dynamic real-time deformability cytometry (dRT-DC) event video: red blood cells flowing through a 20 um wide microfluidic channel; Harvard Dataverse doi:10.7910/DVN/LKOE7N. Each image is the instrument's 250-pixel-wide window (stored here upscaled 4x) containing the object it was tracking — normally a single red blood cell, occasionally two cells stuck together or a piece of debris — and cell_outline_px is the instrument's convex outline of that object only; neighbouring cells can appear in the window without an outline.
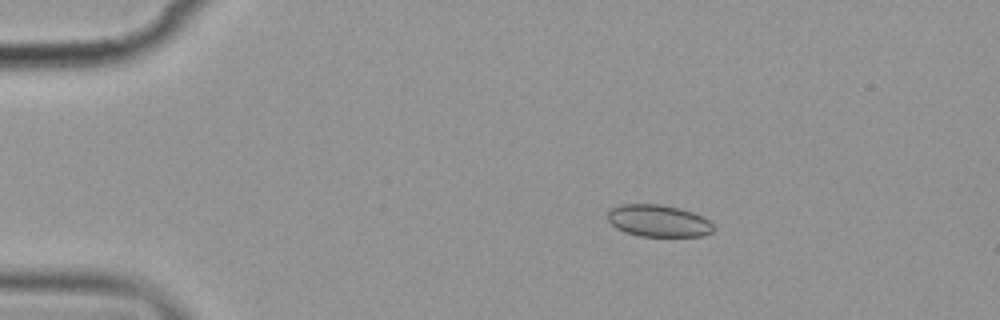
{"species": "common noctule bat (a hibernating species)", "species_latin": "Nyctalus noctula", "temperature_condition": "cold", "stored_images_in_passage": 4, "camera_frame_rate_fps": 3000, "um_per_image_px": 0.085, "animal": {"sex": "female", "body_mass_g": 19.9}, "frame": {"image": 1, "passage_image": 2, "time_ms": 1.0, "image_size_px": [1000, 320], "cell_outline_px": [[712, 232], [704, 236], [640, 236], [624, 232], [616, 228], [608, 220], [608, 212], [612, 208], [620, 204], [660, 204], [680, 208], [692, 212], [708, 220], [712, 224]], "centroid_in_image_um": [55.94, 18.77], "position_along_channel_um": 29.1, "area_um2": 19.65}}